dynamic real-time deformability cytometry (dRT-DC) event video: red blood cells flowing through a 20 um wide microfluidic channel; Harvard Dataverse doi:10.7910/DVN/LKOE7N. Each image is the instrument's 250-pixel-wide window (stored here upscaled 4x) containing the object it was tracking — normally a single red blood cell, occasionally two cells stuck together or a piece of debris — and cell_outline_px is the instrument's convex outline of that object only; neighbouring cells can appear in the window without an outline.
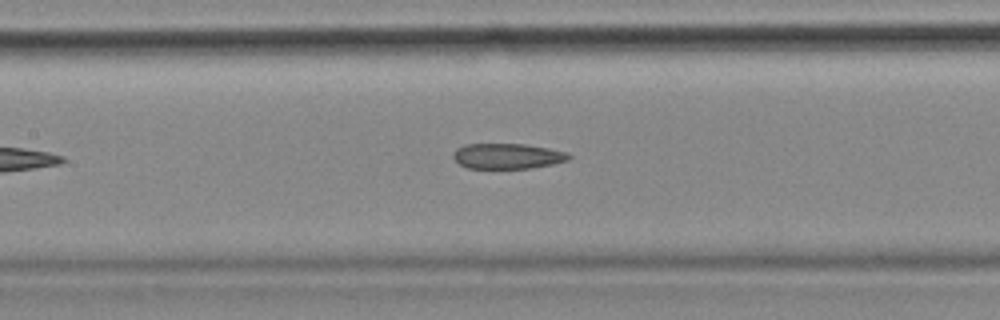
{"species": "common noctule bat (a hibernating species)", "species_latin": "Nyctalus noctula", "temperature_condition": "cold", "stored_images_in_passage": 6, "camera_frame_rate_fps": 3000, "um_per_image_px": 0.085, "animal": {"sex": "female", "body_mass_g": 18.4}, "frame": {"image": 1, "passage_image": 6, "time_ms": 1.667, "image_size_px": [1000, 320], "cell_outline_px": [[572, 156], [568, 160], [552, 164], [532, 168], [468, 168], [460, 164], [452, 156], [456, 148], [464, 144], [524, 144], [548, 148], [568, 152]], "centroid_in_image_um": [43.14, 13.26], "position_along_channel_um": 164.3, "area_um2": 17.11}}